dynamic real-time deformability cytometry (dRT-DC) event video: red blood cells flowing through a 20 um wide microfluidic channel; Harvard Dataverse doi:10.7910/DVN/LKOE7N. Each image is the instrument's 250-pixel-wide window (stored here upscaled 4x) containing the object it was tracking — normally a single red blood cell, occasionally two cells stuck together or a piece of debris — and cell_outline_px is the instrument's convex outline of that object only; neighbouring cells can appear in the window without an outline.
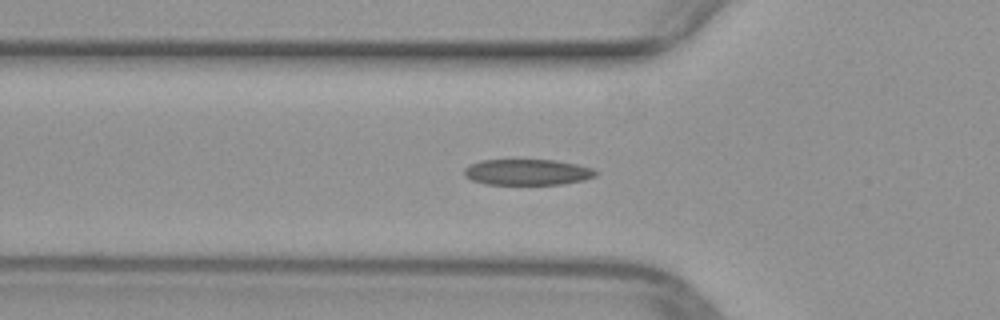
{"species": "common noctule bat (a hibernating species)", "species_latin": "Nyctalus noctula", "temperature_condition": "warm", "stored_images_in_passage": 22, "camera_frame_rate_fps": 3000, "um_per_image_px": 0.085, "animal": {"sex": "female", "body_mass_g": 29.2, "forearm_length_mm": 56.3}, "frame": {"image": 1, "passage_image": 3, "time_ms": 0.667, "image_size_px": [1000, 320], "cell_outline_px": [[600, 172], [596, 176], [584, 180], [560, 184], [484, 184], [472, 180], [464, 176], [464, 168], [480, 160], [556, 160], [576, 164], [592, 168]], "centroid_in_image_um": [44.84, 14.63], "position_along_channel_um": 81.0, "area_um2": 19.88}}
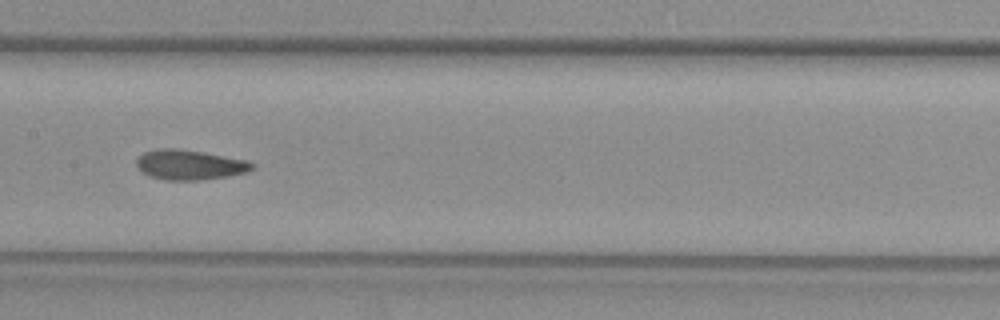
{"frame": {"image": 2, "passage_image": 11, "time_ms": 3.333, "image_size_px": [1000, 320], "cell_outline_px": [[256, 168], [248, 172], [228, 176], [200, 180], [164, 180], [152, 176], [144, 172], [136, 164], [136, 160], [144, 152], [156, 148], [176, 148], [204, 152], [248, 160], [256, 164]], "centroid_in_image_um": [16.19, 14.0], "position_along_channel_um": 191.2, "area_um2": 20.29}}
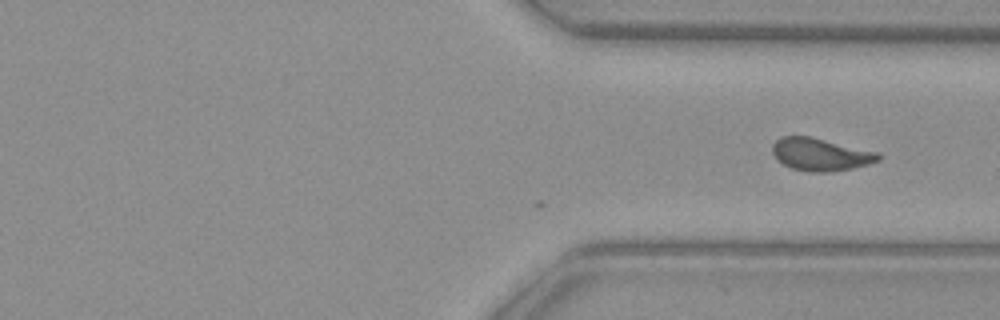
{"frame": {"image": 3, "passage_image": 22, "time_ms": 7.0, "image_size_px": [1000, 320], "cell_outline_px": [[880, 160], [868, 164], [852, 168], [828, 172], [812, 172], [792, 168], [776, 160], [772, 152], [772, 144], [780, 136], [808, 136], [876, 152], [880, 156]], "centroid_in_image_um": [69.68, 13.13], "position_along_channel_um": 341.7, "area_um2": 19.83}}